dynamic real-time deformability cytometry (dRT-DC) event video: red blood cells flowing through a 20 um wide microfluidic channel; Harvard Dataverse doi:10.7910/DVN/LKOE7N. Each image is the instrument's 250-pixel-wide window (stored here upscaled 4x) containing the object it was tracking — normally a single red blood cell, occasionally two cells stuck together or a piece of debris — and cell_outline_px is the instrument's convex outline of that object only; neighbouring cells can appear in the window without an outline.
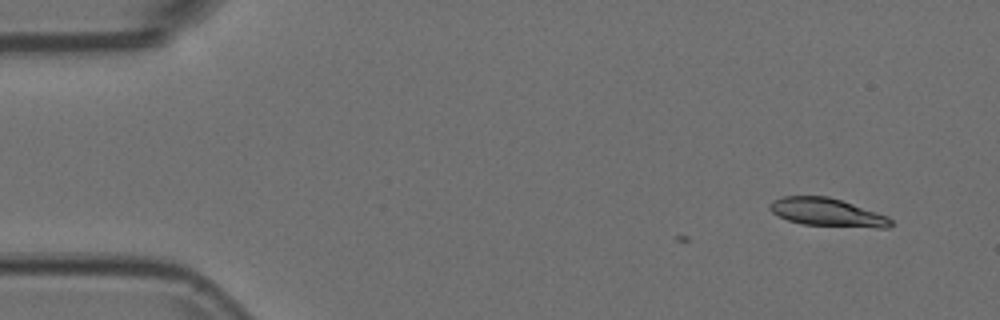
{"species": "Egyptian fruit bat (a non-hibernating species)", "species_latin": "Rousettus aegyptiacus", "temperature_condition": "room temperature", "stored_images_in_passage": 2, "camera_frame_rate_fps": 3000, "um_per_image_px": 0.085, "animal": {"sex": "female"}, "frame": {"image": 1, "passage_image": 2, "time_ms": 0.333, "image_size_px": [1000, 320], "cell_outline_px": [[892, 224], [888, 228], [876, 228], [800, 224], [788, 220], [772, 212], [768, 208], [768, 204], [772, 200], [784, 196], [828, 196], [888, 216], [892, 220]], "centroid_in_image_um": [70.29, 18.05], "position_along_channel_um": 14.7, "area_um2": 19.77}}